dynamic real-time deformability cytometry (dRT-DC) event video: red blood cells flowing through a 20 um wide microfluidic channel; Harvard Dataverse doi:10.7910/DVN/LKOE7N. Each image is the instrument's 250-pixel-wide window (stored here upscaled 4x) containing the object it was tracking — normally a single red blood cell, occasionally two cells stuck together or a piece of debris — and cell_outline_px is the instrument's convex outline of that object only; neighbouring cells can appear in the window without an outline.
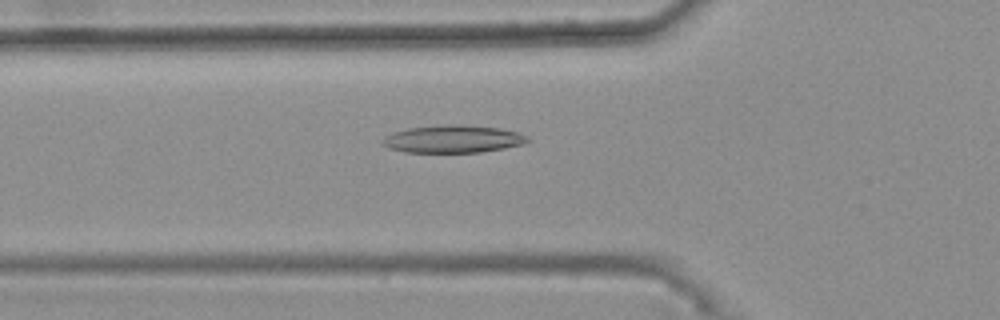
{"species": "common noctule bat (a hibernating species)", "species_latin": "Nyctalus noctula", "temperature_condition": "warm", "stored_images_in_passage": 44, "camera_frame_rate_fps": 3000, "um_per_image_px": 0.085, "animal": {"sex": "female", "body_mass_g": 25.1}, "frame": {"image": 1, "passage_image": 14, "time_ms": 4.333, "image_size_px": [1000, 320], "cell_outline_px": [[532, 140], [524, 144], [504, 148], [480, 152], [404, 152], [388, 148], [380, 140], [384, 136], [392, 132], [408, 128], [448, 124], [460, 124], [500, 128], [520, 132], [528, 136]], "centroid_in_image_um": [38.53, 11.81], "position_along_channel_um": 87.3, "area_um2": 23.58}}
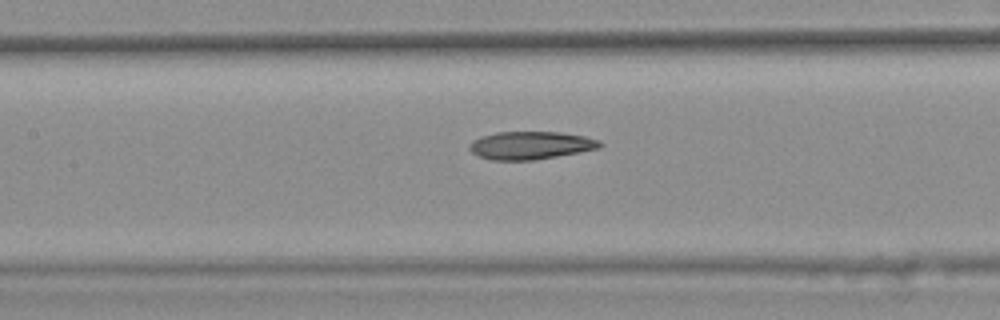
{"frame": {"image": 2, "passage_image": 20, "time_ms": 6.333, "image_size_px": [1000, 320], "cell_outline_px": [[604, 144], [600, 148], [580, 152], [536, 160], [492, 160], [480, 156], [472, 152], [468, 148], [468, 144], [472, 140], [480, 136], [496, 132], [560, 132], [584, 136], [600, 140]], "centroid_in_image_um": [45.1, 12.35], "position_along_channel_um": 162.3, "area_um2": 21.39}}
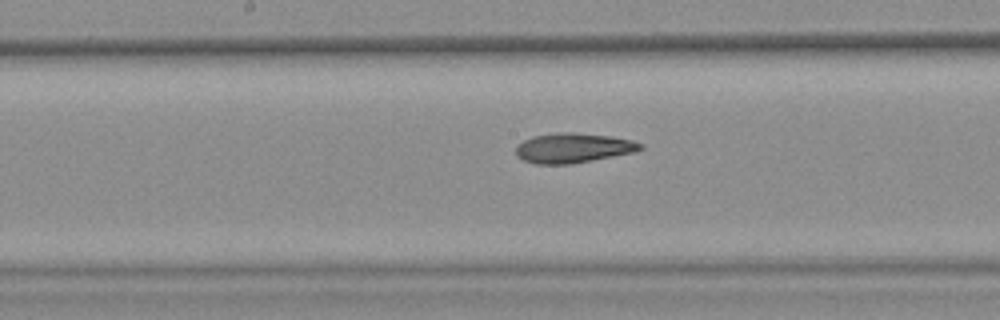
{"frame": {"image": 3, "passage_image": 23, "time_ms": 7.333, "image_size_px": [1000, 320], "cell_outline_px": [[644, 148], [632, 152], [572, 164], [536, 164], [524, 160], [516, 156], [516, 144], [532, 136], [560, 132], [572, 132], [612, 136], [632, 140], [644, 144]], "centroid_in_image_um": [48.69, 12.57], "position_along_channel_um": 199.5, "area_um2": 21.62}, "authors_computed_cell_mechanics": {"area_um2": 21.5305, "velocity_mm_per_s": 3.7321, "shape_relaxation_time_tau1_ms": null, "shape_relaxation_time_tau2_ms": 5.906, "deformation_change_tau1": null, "deformation_change_tau2": 0.1501}}